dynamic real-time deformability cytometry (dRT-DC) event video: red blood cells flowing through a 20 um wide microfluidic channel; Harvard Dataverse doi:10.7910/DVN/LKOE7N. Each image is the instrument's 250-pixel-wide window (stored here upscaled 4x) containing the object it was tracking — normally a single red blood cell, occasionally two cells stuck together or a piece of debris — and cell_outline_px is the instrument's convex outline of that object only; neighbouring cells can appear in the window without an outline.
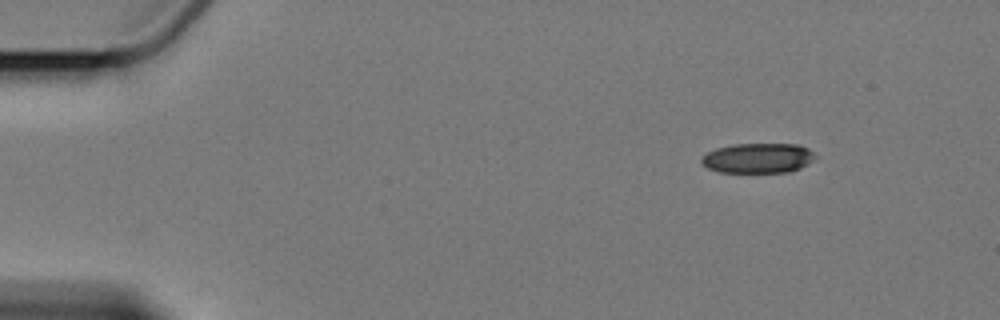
{"species": "Egyptian fruit bat (a non-hibernating species)", "species_latin": "Rousettus aegyptiacus", "temperature_condition": "cold", "stored_images_in_passage": 4, "camera_frame_rate_fps": 3000, "um_per_image_px": 0.085, "animal": {"sex": "female"}, "frame": {"image": 1, "passage_image": 1, "time_ms": 0.0, "image_size_px": [1000, 320], "cell_outline_px": [[812, 160], [808, 164], [792, 172], [720, 172], [708, 168], [700, 164], [700, 160], [708, 152], [716, 148], [736, 144], [796, 144], [808, 148], [812, 152]], "centroid_in_image_um": [64.4, 13.44], "position_along_channel_um": 20.6, "area_um2": 19.71}}
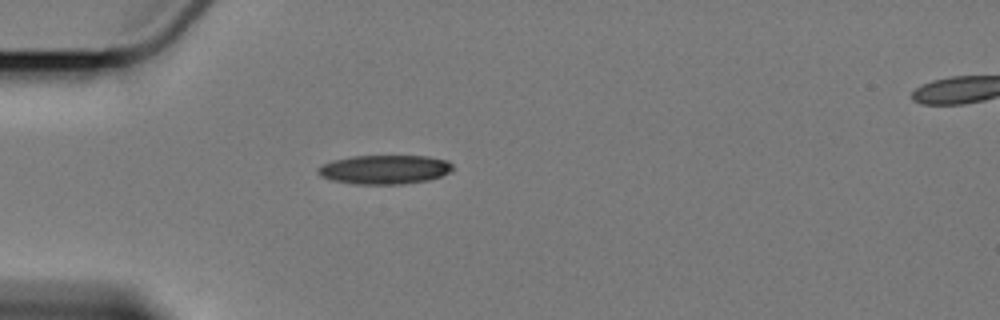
{"frame": {"image": 2, "passage_image": 4, "time_ms": 3.333, "image_size_px": [1000, 320], "cell_outline_px": [[456, 168], [452, 172], [428, 180], [400, 184], [352, 184], [332, 180], [320, 176], [316, 172], [316, 168], [320, 164], [332, 160], [352, 156], [428, 156], [448, 160]], "centroid_in_image_um": [32.68, 14.4], "position_along_channel_um": 52.3, "area_um2": 23.18}}